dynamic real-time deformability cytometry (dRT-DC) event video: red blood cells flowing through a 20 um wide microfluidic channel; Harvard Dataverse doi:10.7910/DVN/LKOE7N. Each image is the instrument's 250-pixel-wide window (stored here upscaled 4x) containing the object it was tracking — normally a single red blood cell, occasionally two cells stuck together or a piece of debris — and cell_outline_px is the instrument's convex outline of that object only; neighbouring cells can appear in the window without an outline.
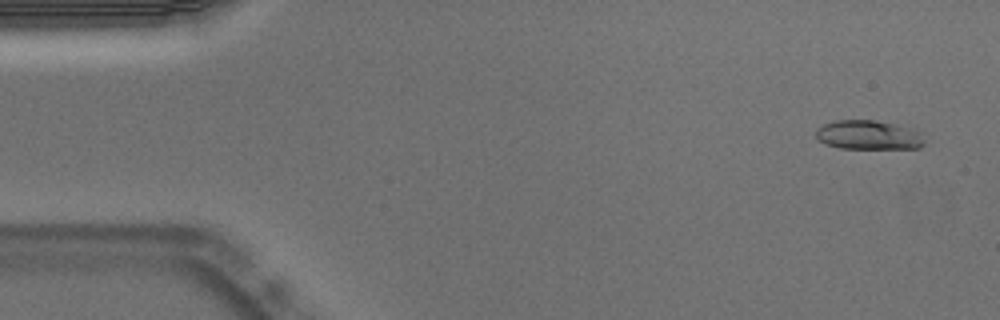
{"species": "Egyptian fruit bat (a non-hibernating species)", "species_latin": "Rousettus aegyptiacus", "temperature_condition": "warm", "stored_images_in_passage": 53, "camera_frame_rate_fps": 3000, "um_per_image_px": 0.085, "animal": {"sex": "male"}, "frame": {"image": 1, "passage_image": 3, "time_ms": 0.667, "image_size_px": [1000, 320], "cell_outline_px": [[924, 144], [920, 148], [840, 148], [824, 144], [816, 136], [816, 128], [832, 120], [876, 120], [912, 128], [920, 132], [924, 140]], "centroid_in_image_um": [73.81, 11.47], "position_along_channel_um": 11.2, "area_um2": 18.55}}
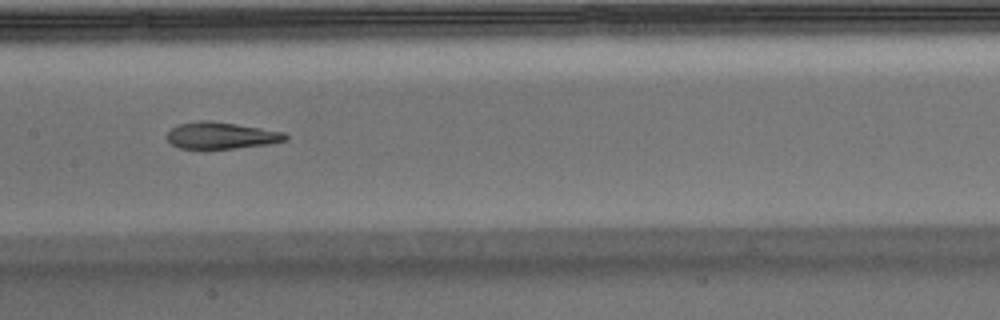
{"frame": {"image": 2, "passage_image": 26, "time_ms": 8.333, "image_size_px": [1000, 320], "cell_outline_px": [[288, 140], [268, 144], [236, 148], [180, 148], [172, 144], [164, 136], [172, 128], [180, 124], [200, 120], [208, 120], [236, 124], [284, 132], [288, 136]], "centroid_in_image_um": [18.8, 11.51], "position_along_channel_um": 188.6, "area_um2": 18.26}}
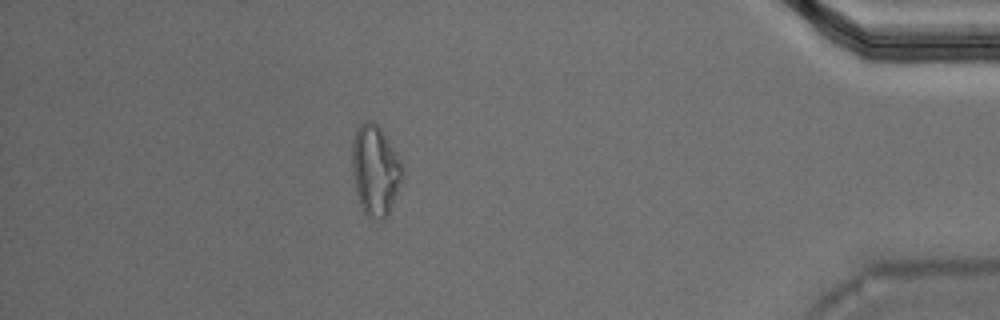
{"frame": {"image": 3, "passage_image": 47, "time_ms": 15.333, "image_size_px": [1000, 320], "cell_outline_px": [[404, 180], [388, 216], [384, 220], [376, 220], [368, 216], [364, 212], [360, 204], [356, 192], [352, 176], [352, 140], [356, 128], [364, 120], [372, 120], [380, 128], [404, 164]], "centroid_in_image_um": [31.92, 14.49], "position_along_channel_um": 403.3, "area_um2": 27.28}, "authors_computed_cell_mechanics": {"area_um2": 19.1318, "velocity_mm_per_s": 3.7498, "shape_relaxation_time_tau1_ms": null, "shape_relaxation_time_tau2_ms": 3.0035, "deformation_change_tau1": null, "deformation_change_tau2": 0.0912}}